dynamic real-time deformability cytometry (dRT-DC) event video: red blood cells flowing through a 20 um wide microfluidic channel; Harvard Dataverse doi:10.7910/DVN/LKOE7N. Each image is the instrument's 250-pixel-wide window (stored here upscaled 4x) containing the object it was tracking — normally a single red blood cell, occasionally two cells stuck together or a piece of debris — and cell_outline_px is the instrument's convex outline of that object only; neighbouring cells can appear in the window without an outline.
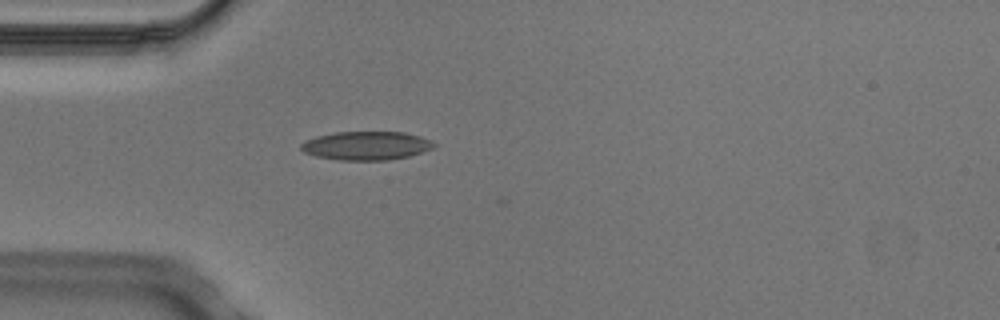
{"species": "Egyptian fruit bat (a non-hibernating species)", "species_latin": "Rousettus aegyptiacus", "temperature_condition": "cold", "stored_images_in_passage": 3, "camera_frame_rate_fps": 3000, "um_per_image_px": 0.085, "animal": {"sex": "male"}, "frame": {"image": 1, "passage_image": 3, "time_ms": 0.667, "image_size_px": [1000, 320], "cell_outline_px": [[436, 144], [432, 148], [408, 156], [388, 160], [340, 160], [316, 156], [304, 152], [300, 148], [300, 144], [304, 140], [316, 136], [336, 132], [404, 132], [420, 136]], "centroid_in_image_um": [31.08, 12.38], "position_along_channel_um": 53.9, "area_um2": 22.02}}